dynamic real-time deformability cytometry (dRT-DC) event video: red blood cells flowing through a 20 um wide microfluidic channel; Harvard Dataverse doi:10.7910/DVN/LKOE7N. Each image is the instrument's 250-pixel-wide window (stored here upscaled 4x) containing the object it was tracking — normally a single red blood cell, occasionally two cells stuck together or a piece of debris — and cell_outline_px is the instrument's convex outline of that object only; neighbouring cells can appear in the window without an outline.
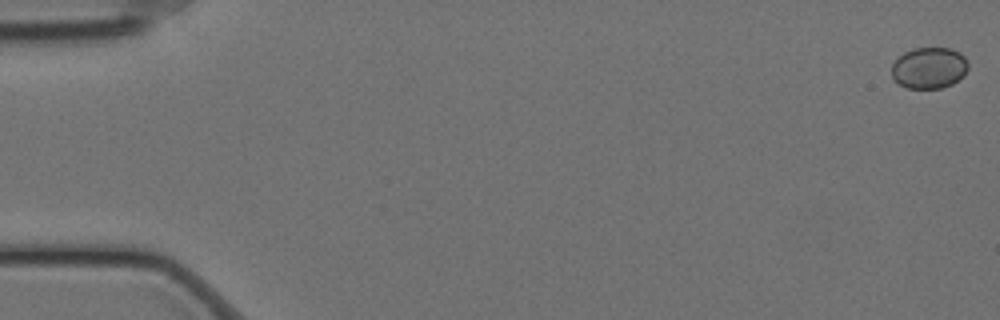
{"species": "Egyptian fruit bat (a non-hibernating species)", "species_latin": "Rousettus aegyptiacus", "temperature_condition": "cold", "stored_images_in_passage": 59, "camera_frame_rate_fps": 3000, "um_per_image_px": 0.085, "animal": {"sex": "female"}, "frame": {"image": 1, "passage_image": 1, "time_ms": 0.0, "image_size_px": [1000, 320], "cell_outline_px": [[968, 68], [964, 76], [952, 84], [940, 88], [908, 88], [900, 84], [892, 76], [892, 64], [904, 52], [912, 48], [952, 48], [960, 52], [968, 60]], "centroid_in_image_um": [79.01, 5.76], "position_along_channel_um": 6.0, "area_um2": 18.5}}
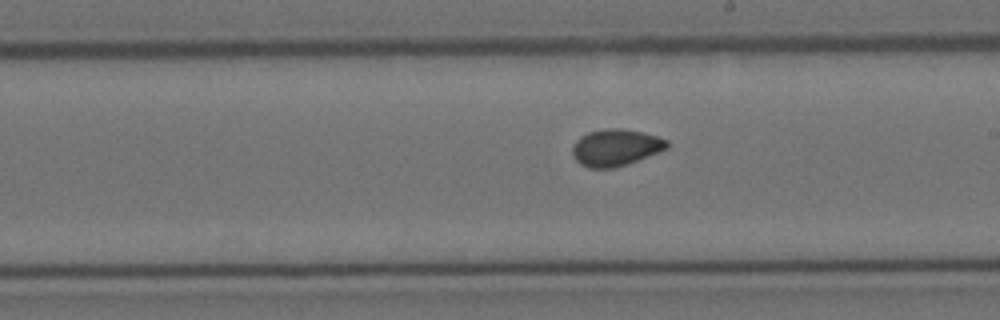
{"frame": {"image": 2, "passage_image": 34, "time_ms": 11.0, "image_size_px": [1000, 320], "cell_outline_px": [[668, 148], [628, 164], [612, 168], [588, 168], [580, 164], [572, 156], [572, 148], [576, 140], [580, 136], [588, 132], [604, 128], [620, 128], [640, 132], [656, 136], [668, 140]], "centroid_in_image_um": [52.3, 12.54], "position_along_channel_um": 236.7, "area_um2": 20.29}}
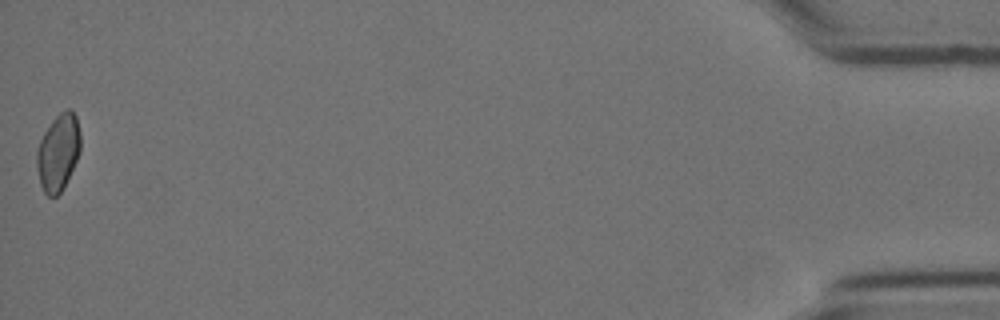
{"frame": {"image": 3, "passage_image": 59, "time_ms": 19.333, "image_size_px": [1000, 320], "cell_outline_px": [[80, 152], [60, 192], [56, 196], [48, 196], [44, 192], [40, 184], [36, 164], [36, 152], [40, 140], [44, 132], [52, 120], [60, 112], [68, 108], [72, 108], [76, 116], [80, 132]], "centroid_in_image_um": [4.94, 12.9], "position_along_channel_um": 430.3, "area_um2": 19.42}, "authors_computed_cell_mechanics": {"area_um2": 19.4208, "velocity_mm_per_s": 3.466, "shape_relaxation_time_tau1_ms": null, "shape_relaxation_time_tau2_ms": 1.5034, "deformation_change_tau1": null, "deformation_change_tau2": 0.0392}}